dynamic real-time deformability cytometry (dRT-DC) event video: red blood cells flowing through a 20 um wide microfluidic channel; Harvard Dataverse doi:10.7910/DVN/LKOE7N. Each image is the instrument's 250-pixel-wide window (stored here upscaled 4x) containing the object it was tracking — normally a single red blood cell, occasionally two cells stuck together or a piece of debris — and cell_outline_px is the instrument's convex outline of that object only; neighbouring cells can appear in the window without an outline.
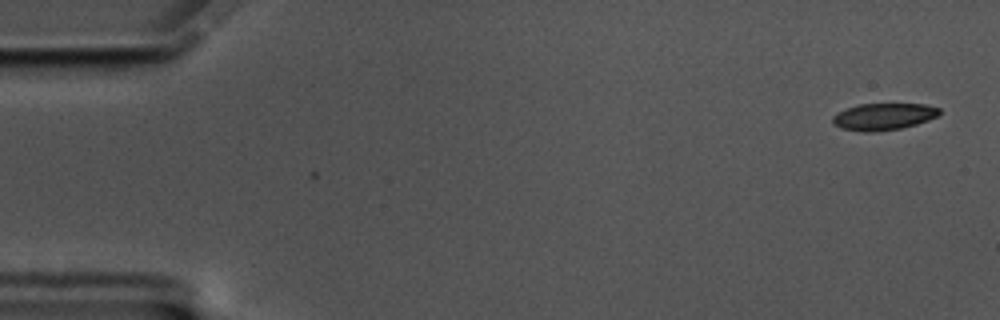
{"species": "common noctule bat (a hibernating species)", "species_latin": "Nyctalus noctula", "temperature_condition": "cold", "stored_images_in_passage": 2, "camera_frame_rate_fps": 3000, "um_per_image_px": 0.085, "animal": {"sex": "male", "body_mass_g": 17.5, "forearm_length_mm": 52.3}, "frame": {"image": 1, "passage_image": 2, "time_ms": 0.333, "image_size_px": [1000, 320], "cell_outline_px": [[940, 112], [936, 116], [928, 120], [916, 124], [900, 128], [872, 132], [864, 132], [840, 128], [832, 124], [832, 116], [848, 108], [860, 104], [924, 104], [940, 108]], "centroid_in_image_um": [75.08, 9.91], "position_along_channel_um": 9.9, "area_um2": 16.53}}